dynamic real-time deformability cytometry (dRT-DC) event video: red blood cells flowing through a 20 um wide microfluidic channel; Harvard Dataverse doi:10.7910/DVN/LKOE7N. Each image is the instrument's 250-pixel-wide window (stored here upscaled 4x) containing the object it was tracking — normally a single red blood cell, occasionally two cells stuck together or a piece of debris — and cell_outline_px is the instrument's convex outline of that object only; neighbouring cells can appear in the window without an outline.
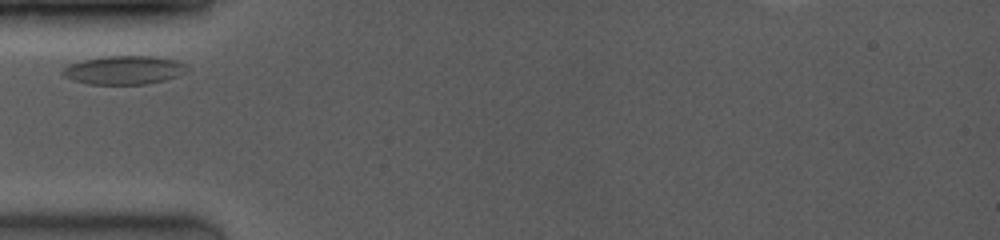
{"species": "common noctule bat (a hibernating species)", "species_latin": "Nyctalus noctula", "temperature_condition": "room temperature", "stored_images_in_passage": 3, "camera_frame_rate_fps": 4000, "um_per_image_px": 0.085, "animal": {"sex": "female", "body_mass_g": 19.0, "forearm_length_mm": 53.3}, "frame": {"image": 1, "passage_image": 1, "time_ms": 0.0, "image_size_px": [1000, 240], "cell_outline_px": [[184, 64], [176, 76], [164, 80], [144, 84], [92, 84], [76, 80], [64, 76], [60, 72], [68, 64], [84, 60], [108, 56], [152, 56], [176, 60]], "centroid_in_image_um": [10.45, 5.95], "position_along_channel_um": 74.6, "area_um2": 20.0}}
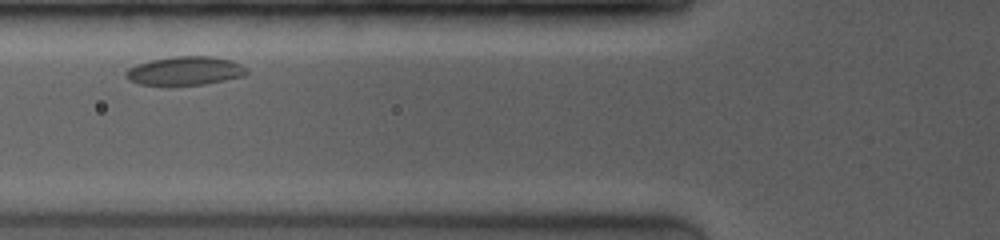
{"frame": {"image": 2, "passage_image": 2, "time_ms": 1.0, "image_size_px": [1000, 240], "cell_outline_px": [[248, 72], [244, 76], [224, 80], [200, 84], [140, 84], [128, 80], [124, 76], [124, 72], [128, 68], [136, 64], [152, 60], [172, 56], [216, 56], [240, 64]], "centroid_in_image_um": [15.68, 6.0], "position_along_channel_um": 110.1, "area_um2": 19.88}}